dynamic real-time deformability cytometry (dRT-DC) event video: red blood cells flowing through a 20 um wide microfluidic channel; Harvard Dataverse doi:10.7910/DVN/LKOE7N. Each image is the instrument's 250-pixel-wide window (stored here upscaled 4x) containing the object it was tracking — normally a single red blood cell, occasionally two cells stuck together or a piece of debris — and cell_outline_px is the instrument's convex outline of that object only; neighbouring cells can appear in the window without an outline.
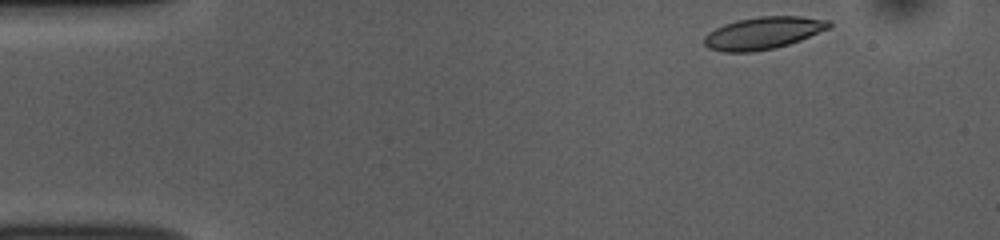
{"species": "common noctule bat (a hibernating species)", "species_latin": "Nyctalus noctula", "temperature_condition": "room temperature", "stored_images_in_passage": 48, "camera_frame_rate_fps": 3000, "um_per_image_px": 0.085, "animal": {"sex": "female", "body_mass_g": 10.0, "forearm_length_mm": 53.1}, "frame": {"image": 1, "passage_image": 1, "time_ms": 0.0, "image_size_px": [1000, 240], "cell_outline_px": [[832, 28], [800, 40], [776, 48], [752, 52], [724, 52], [708, 48], [704, 44], [704, 36], [708, 32], [724, 24], [736, 20], [760, 16], [800, 16], [832, 20]], "centroid_in_image_um": [64.9, 2.8], "position_along_channel_um": 20.1, "area_um2": 23.76}}
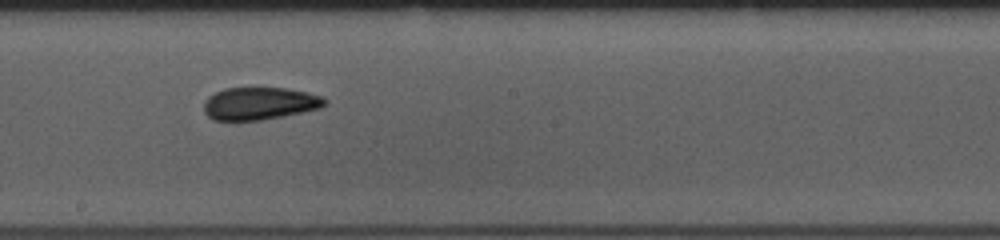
{"frame": {"image": 2, "passage_image": 24, "time_ms": 7.667, "image_size_px": [1000, 240], "cell_outline_px": [[328, 104], [320, 108], [284, 116], [260, 120], [212, 120], [204, 112], [204, 100], [208, 96], [224, 88], [284, 88], [308, 92], [320, 96], [328, 100]], "centroid_in_image_um": [22.07, 8.79], "position_along_channel_um": 226.1, "area_um2": 23.0}}
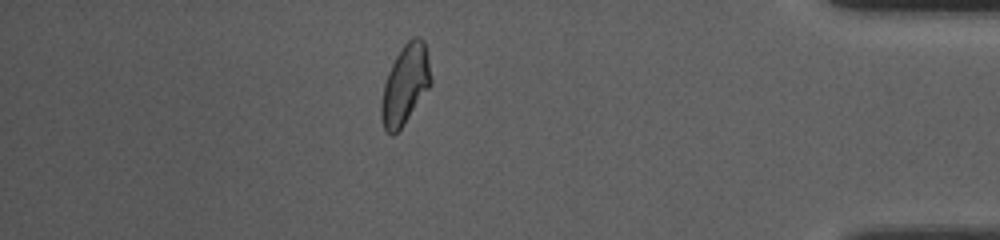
{"frame": {"image": 3, "passage_image": 41, "time_ms": 13.333, "image_size_px": [1000, 240], "cell_outline_px": [[432, 84], [404, 124], [392, 136], [384, 128], [380, 116], [380, 104], [384, 84], [388, 72], [396, 56], [404, 44], [412, 36], [420, 36], [424, 40], [428, 56], [432, 80]], "centroid_in_image_um": [34.45, 7.17], "position_along_channel_um": 400.8, "area_um2": 23.06}, "authors_computed_cell_mechanics": {"area_um2": 23.0622, "velocity_mm_per_s": 3.7732, "shape_relaxation_time_tau1_ms": 6.9378, "shape_relaxation_time_tau2_ms": 2.5053, "deformation_change_tau1": 0.1644, "deformation_change_tau2": 0.0886}}